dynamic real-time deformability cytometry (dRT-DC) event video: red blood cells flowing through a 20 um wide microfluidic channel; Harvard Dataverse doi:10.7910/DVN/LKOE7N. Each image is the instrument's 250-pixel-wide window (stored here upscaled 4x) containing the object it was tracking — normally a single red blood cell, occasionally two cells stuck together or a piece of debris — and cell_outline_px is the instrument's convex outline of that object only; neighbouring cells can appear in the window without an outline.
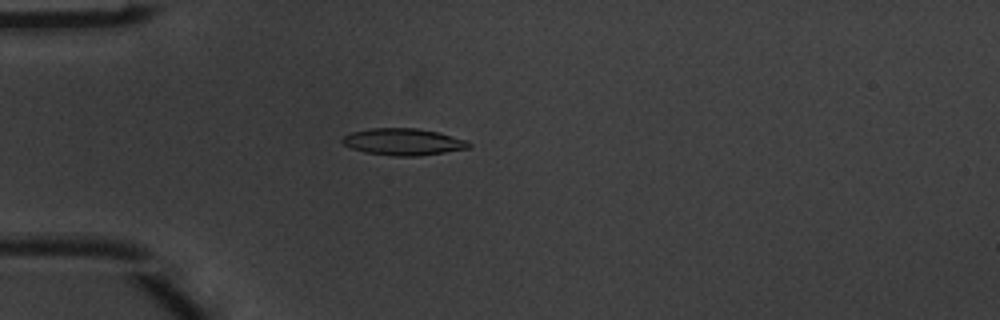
{"species": "common noctule bat (a hibernating species)", "species_latin": "Nyctalus noctula", "temperature_condition": "warm", "stored_images_in_passage": 4, "camera_frame_rate_fps": 3000, "um_per_image_px": 0.085, "animal": {"sex": "male", "body_mass_g": 20.1, "forearm_length_mm": 53.5}, "frame": {"image": 1, "passage_image": 4, "time_ms": 1.0, "image_size_px": [1000, 320], "cell_outline_px": [[472, 144], [468, 148], [444, 152], [416, 156], [396, 156], [364, 152], [352, 148], [344, 144], [340, 140], [344, 136], [352, 132], [368, 128], [416, 128], [436, 132], [468, 140]], "centroid_in_image_um": [34.26, 12.05], "position_along_channel_um": 50.7, "area_um2": 19.59}}